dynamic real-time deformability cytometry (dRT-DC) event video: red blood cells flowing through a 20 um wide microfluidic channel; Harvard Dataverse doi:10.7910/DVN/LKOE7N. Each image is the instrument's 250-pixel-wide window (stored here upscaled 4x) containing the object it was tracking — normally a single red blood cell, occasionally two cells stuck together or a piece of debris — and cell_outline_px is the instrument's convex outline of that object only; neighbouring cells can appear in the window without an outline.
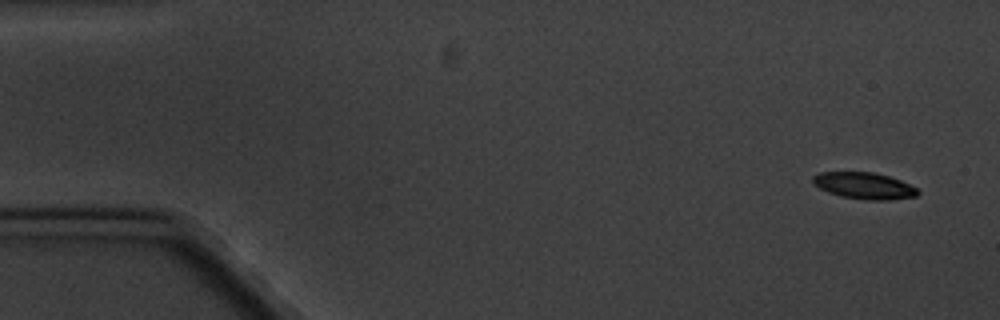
{"species": "common noctule bat (a hibernating species)", "species_latin": "Nyctalus noctula", "temperature_condition": "cold", "stored_images_in_passage": 10, "camera_frame_rate_fps": 3000, "um_per_image_px": 0.085, "animal": {"sex": "male", "body_mass_g": 20.1, "forearm_length_mm": 53.5}, "frame": {"image": 1, "passage_image": 1, "time_ms": 0.0, "image_size_px": [1000, 320], "cell_outline_px": [[920, 192], [916, 196], [892, 200], [868, 200], [840, 196], [828, 192], [812, 184], [812, 176], [820, 172], [872, 172], [888, 176], [900, 180], [916, 188]], "centroid_in_image_um": [73.43, 15.79], "position_along_channel_um": 11.6, "area_um2": 16.24}}
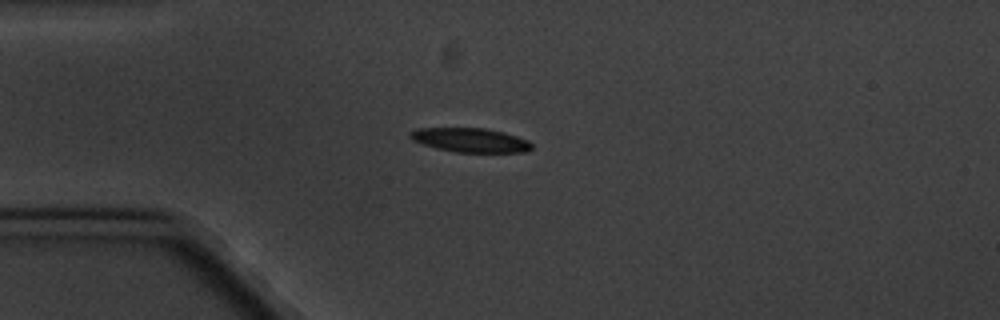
{"frame": {"image": 2, "passage_image": 4, "time_ms": 4.0, "image_size_px": [1000, 320], "cell_outline_px": [[532, 148], [524, 152], [456, 152], [436, 148], [412, 140], [408, 136], [408, 132], [416, 128], [484, 128], [504, 132], [528, 140], [532, 144]], "centroid_in_image_um": [39.95, 11.9], "position_along_channel_um": 45.0, "area_um2": 17.11}}
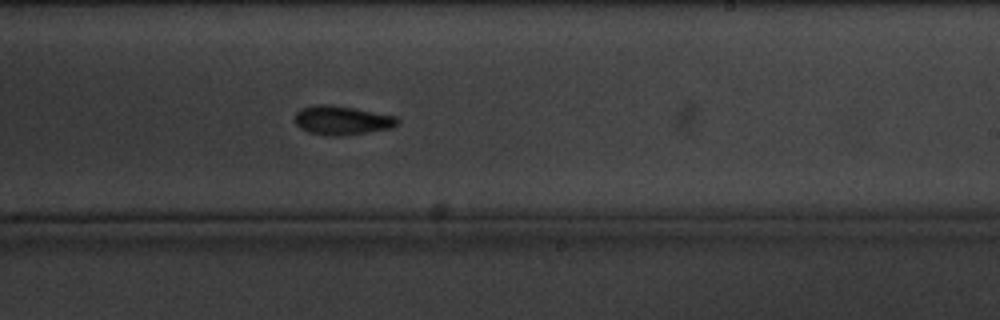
{"frame": {"image": 3, "passage_image": 10, "time_ms": 11.0, "image_size_px": [1000, 320], "cell_outline_px": [[400, 120], [392, 128], [368, 132], [340, 136], [328, 136], [308, 132], [300, 128], [296, 124], [296, 112], [300, 108], [312, 104], [332, 104], [396, 116]], "centroid_in_image_um": [29.04, 10.22], "position_along_channel_um": 260.0, "area_um2": 17.46}}